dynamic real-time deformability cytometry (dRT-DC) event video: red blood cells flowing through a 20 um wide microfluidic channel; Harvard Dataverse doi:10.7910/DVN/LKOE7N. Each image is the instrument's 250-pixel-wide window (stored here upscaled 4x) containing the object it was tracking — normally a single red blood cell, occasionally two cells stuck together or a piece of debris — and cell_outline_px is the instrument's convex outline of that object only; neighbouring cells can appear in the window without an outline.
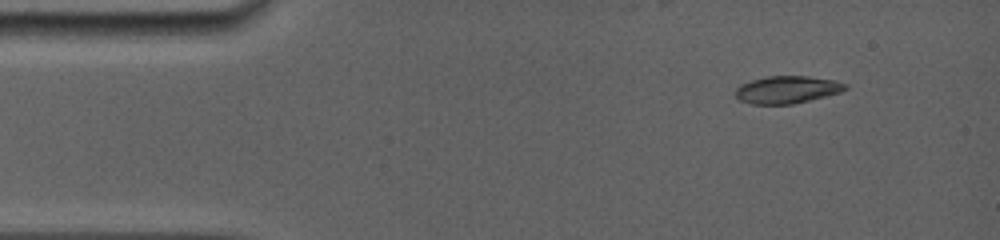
{"species": "common noctule bat (a hibernating species)", "species_latin": "Nyctalus noctula", "temperature_condition": "room temperature", "stored_images_in_passage": 44, "camera_frame_rate_fps": 5000, "um_per_image_px": 0.085, "animal": {"sex": "female", "body_mass_g": 19.0, "forearm_length_mm": 56.7}, "frame": {"image": 1, "passage_image": 1, "time_ms": 0.0, "image_size_px": [1000, 240], "cell_outline_px": [[848, 88], [840, 92], [792, 104], [752, 104], [740, 100], [736, 96], [736, 88], [740, 84], [752, 80], [768, 76], [808, 76], [836, 80], [848, 84]], "centroid_in_image_um": [66.91, 7.61], "position_along_channel_um": 18.1, "area_um2": 17.46}}
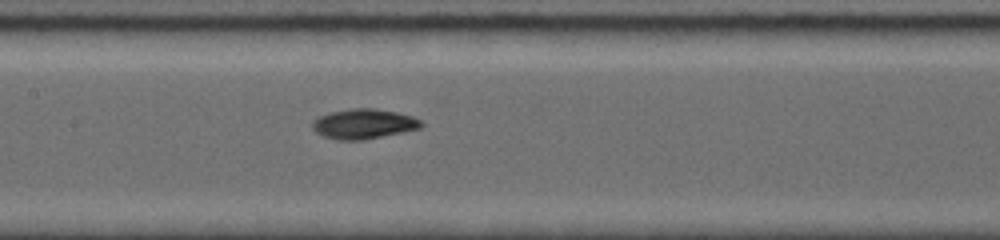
{"frame": {"image": 2, "passage_image": 19, "time_ms": 6.0, "image_size_px": [1000, 240], "cell_outline_px": [[424, 124], [420, 128], [404, 132], [364, 140], [336, 140], [324, 136], [316, 132], [312, 128], [312, 120], [320, 116], [332, 112], [352, 108], [376, 108], [396, 112], [412, 116], [420, 120]], "centroid_in_image_um": [30.92, 10.53], "position_along_channel_um": 176.5, "area_um2": 19.02}}
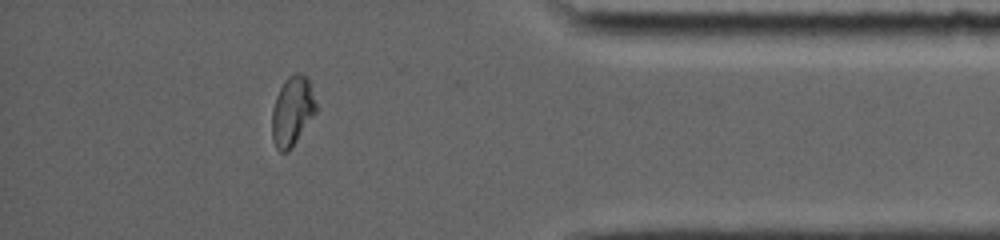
{"frame": {"image": 3, "passage_image": 38, "time_ms": 12.4, "image_size_px": [1000, 240], "cell_outline_px": [[316, 112], [288, 152], [280, 152], [276, 148], [272, 140], [272, 108], [276, 96], [284, 80], [288, 76], [296, 72], [300, 72], [308, 80], [316, 104]], "centroid_in_image_um": [24.81, 9.45], "position_along_channel_um": 410.4, "area_um2": 17.63}, "authors_computed_cell_mechanics": {"area_um2": 18.0336, "velocity_mm_per_s": 3.9361, "shape_relaxation_time_tau1_ms": 3.7445, "shape_relaxation_time_tau2_ms": 2.9353, "deformation_change_tau1": 0.1759, "deformation_change_tau2": 0.0607}}